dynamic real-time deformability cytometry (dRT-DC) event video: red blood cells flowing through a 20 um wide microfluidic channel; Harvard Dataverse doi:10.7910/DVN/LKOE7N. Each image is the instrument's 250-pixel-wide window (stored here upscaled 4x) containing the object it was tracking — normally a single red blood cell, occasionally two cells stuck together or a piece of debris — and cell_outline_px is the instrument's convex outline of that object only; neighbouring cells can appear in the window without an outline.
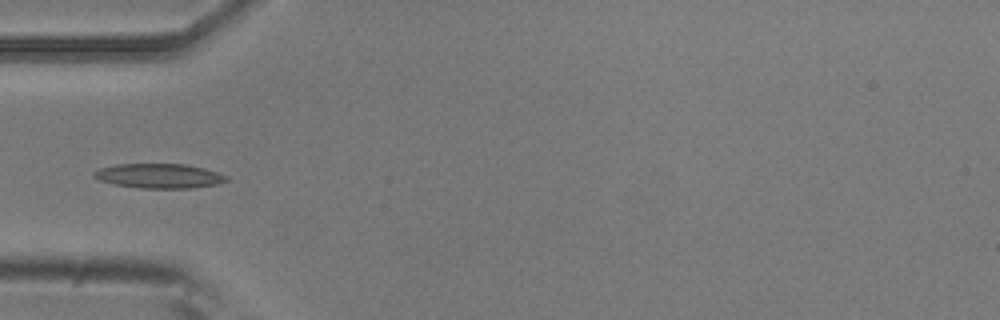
{"species": "common noctule bat (a hibernating species)", "species_latin": "Nyctalus noctula", "temperature_condition": "room temperature", "stored_images_in_passage": 5, "camera_frame_rate_fps": 3000, "um_per_image_px": 0.085, "animal": {"sex": "male", "body_mass_g": 20.5, "forearm_length_mm": 52.5}, "frame": {"image": 1, "passage_image": 5, "time_ms": 1.333, "image_size_px": [1000, 320], "cell_outline_px": [[228, 180], [220, 184], [192, 188], [140, 188], [112, 184], [100, 180], [92, 176], [92, 172], [100, 168], [116, 164], [184, 164], [204, 168], [228, 176]], "centroid_in_image_um": [13.52, 14.96], "position_along_channel_um": 71.5, "area_um2": 19.07}}